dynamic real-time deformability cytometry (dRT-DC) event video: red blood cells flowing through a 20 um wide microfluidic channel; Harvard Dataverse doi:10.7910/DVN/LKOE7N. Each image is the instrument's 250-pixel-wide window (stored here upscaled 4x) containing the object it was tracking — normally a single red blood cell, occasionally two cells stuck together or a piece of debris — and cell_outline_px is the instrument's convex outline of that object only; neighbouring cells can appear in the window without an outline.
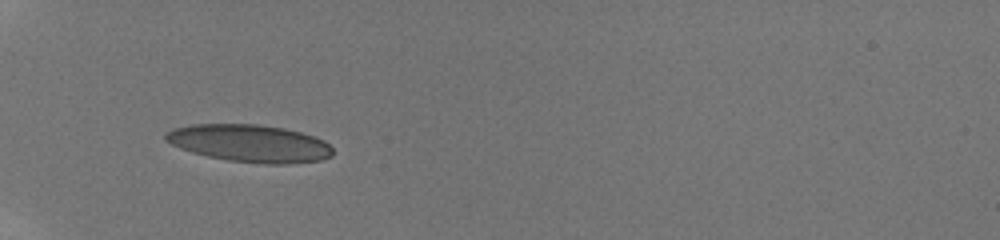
{"species": "human", "species_latin": "Homo sapiens", "temperature_condition": "room temperature", "stored_images_in_passage": 35, "camera_frame_rate_fps": 3000, "um_per_image_px": 0.085, "donor": {"sex": "male"}, "frame": {"image": 1, "passage_image": 1, "time_ms": 0.0, "image_size_px": [1000, 240], "cell_outline_px": [[332, 156], [320, 160], [288, 164], [264, 164], [228, 160], [208, 156], [192, 152], [180, 148], [164, 140], [164, 136], [172, 128], [192, 124], [256, 124], [284, 128], [300, 132], [324, 140], [332, 148]], "centroid_in_image_um": [21.21, 12.18], "position_along_channel_um": 63.8, "area_um2": 36.41}}
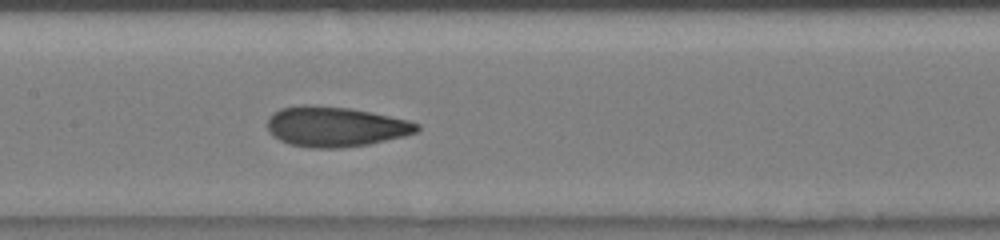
{"frame": {"image": 2, "passage_image": 11, "time_ms": 3.333, "image_size_px": [1000, 240], "cell_outline_px": [[420, 128], [416, 132], [404, 136], [368, 144], [340, 148], [312, 148], [288, 144], [272, 136], [268, 128], [268, 116], [272, 112], [280, 108], [300, 104], [312, 104], [352, 108], [372, 112], [408, 120], [420, 124]], "centroid_in_image_um": [28.47, 10.75], "position_along_channel_um": 178.9, "area_um2": 35.32}}
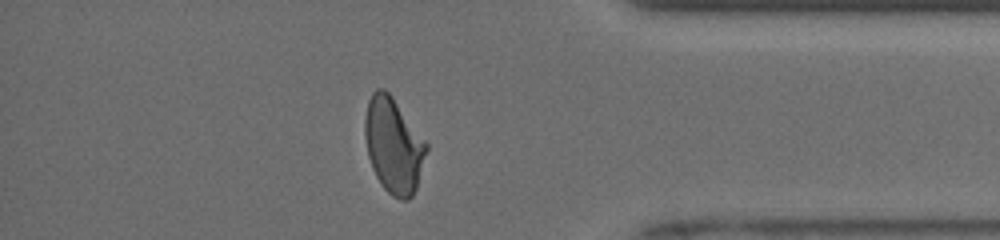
{"frame": {"image": 3, "passage_image": 29, "time_ms": 9.333, "image_size_px": [1000, 240], "cell_outline_px": [[428, 148], [416, 188], [412, 196], [408, 200], [400, 200], [392, 196], [380, 184], [372, 168], [368, 156], [364, 136], [364, 120], [368, 100], [372, 92], [376, 88], [384, 88], [392, 96], [428, 144]], "centroid_in_image_um": [33.43, 12.36], "position_along_channel_um": 401.8, "area_um2": 34.22}, "authors_computed_cell_mechanics": {"area_um2": 33.8708, "velocity_mm_per_s": 3.9512, "shape_relaxation_time_tau1_ms": 6.0572, "shape_relaxation_time_tau2_ms": 1.085, "deformation_change_tau1": 0.1946, "deformation_change_tau2": 0.0673}}